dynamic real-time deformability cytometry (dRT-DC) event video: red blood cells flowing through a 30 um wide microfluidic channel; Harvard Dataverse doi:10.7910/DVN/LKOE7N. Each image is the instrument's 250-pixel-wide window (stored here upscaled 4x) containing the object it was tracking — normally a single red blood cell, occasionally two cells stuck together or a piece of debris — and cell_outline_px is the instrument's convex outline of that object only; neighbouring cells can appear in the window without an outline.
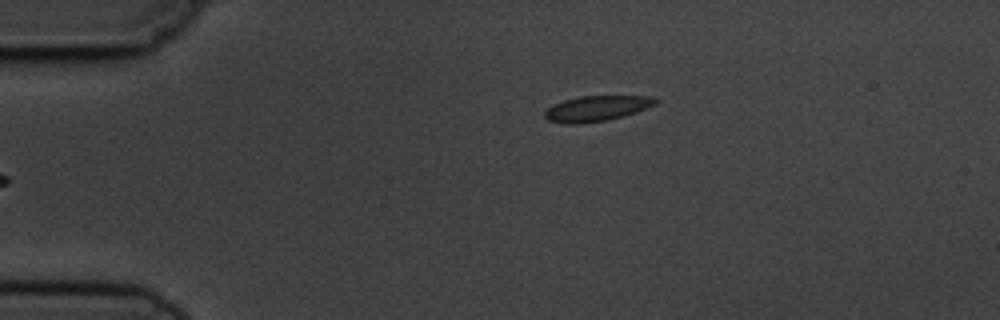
{"species": "common noctule bat (a hibernating species)", "species_latin": "Nyctalus noctula", "temperature_condition": "cold", "stored_images_in_passage": 4, "camera_frame_rate_fps": 3000, "um_per_image_px": 0.085, "animal": {"sex": "male", "body_mass_g": 19.5, "forearm_length_mm": 54.6}, "frame": {"image": 1, "passage_image": 4, "time_ms": 3.333, "image_size_px": [1000, 320], "cell_outline_px": [[660, 100], [656, 104], [636, 112], [624, 116], [608, 120], [580, 124], [564, 124], [548, 120], [544, 116], [544, 112], [552, 104], [564, 100], [580, 96], [656, 96]], "centroid_in_image_um": [50.73, 9.22], "position_along_channel_um": 34.3, "area_um2": 16.65}}